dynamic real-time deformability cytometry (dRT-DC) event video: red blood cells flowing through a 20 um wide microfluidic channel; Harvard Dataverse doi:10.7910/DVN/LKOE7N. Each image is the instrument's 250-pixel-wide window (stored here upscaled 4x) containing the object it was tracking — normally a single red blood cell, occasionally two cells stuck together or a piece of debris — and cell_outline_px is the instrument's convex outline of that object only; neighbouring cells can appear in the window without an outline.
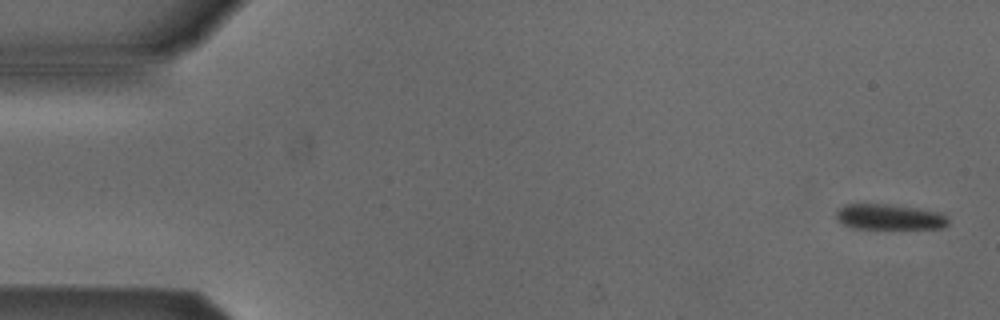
{"species": "Egyptian fruit bat (a non-hibernating species)", "species_latin": "Rousettus aegyptiacus", "temperature_condition": "cold", "stored_images_in_passage": 5, "camera_frame_rate_fps": 3000, "um_per_image_px": 0.085, "animal": {"sex": "male"}, "frame": {"image": 1, "passage_image": 1, "time_ms": 0.0, "image_size_px": [1000, 320], "cell_outline_px": [[948, 224], [940, 228], [852, 228], [836, 220], [836, 212], [844, 204], [888, 204], [916, 208], [940, 212], [948, 216]], "centroid_in_image_um": [75.59, 18.43], "position_along_channel_um": 9.4, "area_um2": 16.59}}
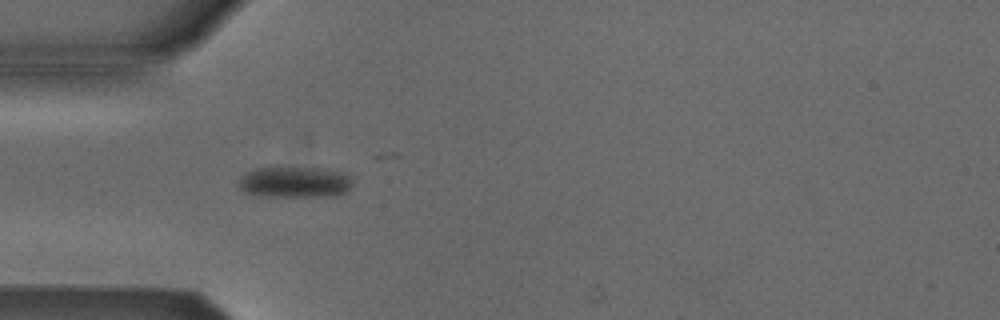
{"frame": {"image": 2, "passage_image": 4, "time_ms": 4.667, "image_size_px": [1000, 320], "cell_outline_px": [[352, 184], [344, 192], [336, 196], [260, 196], [244, 192], [236, 184], [240, 176], [244, 172], [256, 168], [324, 168], [344, 172], [352, 176]], "centroid_in_image_um": [25.03, 15.47], "position_along_channel_um": 60.0, "area_um2": 20.87}}
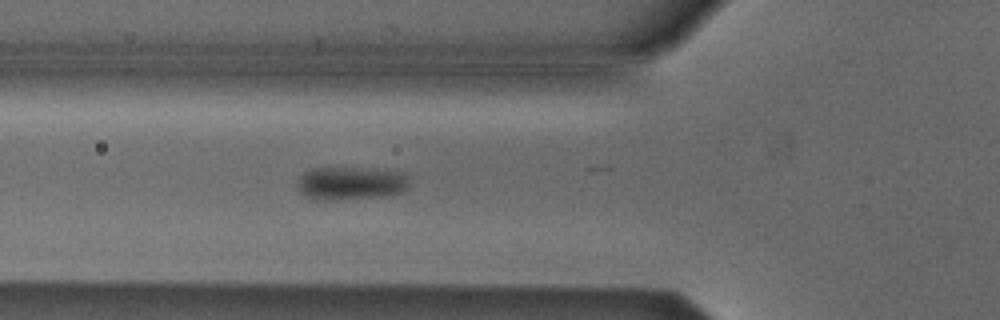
{"frame": {"image": 3, "passage_image": 5, "time_ms": 5.667, "image_size_px": [1000, 320], "cell_outline_px": [[408, 188], [404, 192], [388, 196], [324, 200], [316, 200], [304, 196], [296, 188], [296, 180], [304, 172], [312, 168], [376, 168], [404, 172], [408, 176]], "centroid_in_image_um": [29.82, 15.57], "position_along_channel_um": 96.0, "area_um2": 22.2}}